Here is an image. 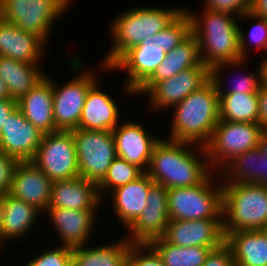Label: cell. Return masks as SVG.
I'll return each instance as SVG.
<instances>
[{
	"label": "cell",
	"mask_w": 267,
	"mask_h": 266,
	"mask_svg": "<svg viewBox=\"0 0 267 266\" xmlns=\"http://www.w3.org/2000/svg\"><path fill=\"white\" fill-rule=\"evenodd\" d=\"M183 8L133 7L124 11L110 22L112 46L99 66L101 71H110V67L130 48L141 44L146 38L162 31L173 21Z\"/></svg>",
	"instance_id": "4"
},
{
	"label": "cell",
	"mask_w": 267,
	"mask_h": 266,
	"mask_svg": "<svg viewBox=\"0 0 267 266\" xmlns=\"http://www.w3.org/2000/svg\"><path fill=\"white\" fill-rule=\"evenodd\" d=\"M117 241L95 247L87 244L74 247L72 266H125L131 243L125 237Z\"/></svg>",
	"instance_id": "29"
},
{
	"label": "cell",
	"mask_w": 267,
	"mask_h": 266,
	"mask_svg": "<svg viewBox=\"0 0 267 266\" xmlns=\"http://www.w3.org/2000/svg\"><path fill=\"white\" fill-rule=\"evenodd\" d=\"M262 231L267 236V224L262 228Z\"/></svg>",
	"instance_id": "48"
},
{
	"label": "cell",
	"mask_w": 267,
	"mask_h": 266,
	"mask_svg": "<svg viewBox=\"0 0 267 266\" xmlns=\"http://www.w3.org/2000/svg\"><path fill=\"white\" fill-rule=\"evenodd\" d=\"M165 266H202L211 249L209 247H180L158 238L149 243Z\"/></svg>",
	"instance_id": "32"
},
{
	"label": "cell",
	"mask_w": 267,
	"mask_h": 266,
	"mask_svg": "<svg viewBox=\"0 0 267 266\" xmlns=\"http://www.w3.org/2000/svg\"><path fill=\"white\" fill-rule=\"evenodd\" d=\"M250 12L267 20V0H253Z\"/></svg>",
	"instance_id": "43"
},
{
	"label": "cell",
	"mask_w": 267,
	"mask_h": 266,
	"mask_svg": "<svg viewBox=\"0 0 267 266\" xmlns=\"http://www.w3.org/2000/svg\"><path fill=\"white\" fill-rule=\"evenodd\" d=\"M259 114L258 123L264 131H267V87L261 84L257 93Z\"/></svg>",
	"instance_id": "41"
},
{
	"label": "cell",
	"mask_w": 267,
	"mask_h": 266,
	"mask_svg": "<svg viewBox=\"0 0 267 266\" xmlns=\"http://www.w3.org/2000/svg\"><path fill=\"white\" fill-rule=\"evenodd\" d=\"M51 186L52 181L32 161H20L8 194L45 212L49 208Z\"/></svg>",
	"instance_id": "19"
},
{
	"label": "cell",
	"mask_w": 267,
	"mask_h": 266,
	"mask_svg": "<svg viewBox=\"0 0 267 266\" xmlns=\"http://www.w3.org/2000/svg\"><path fill=\"white\" fill-rule=\"evenodd\" d=\"M146 173L154 183L171 189L199 185L212 169L205 147L162 137L154 146Z\"/></svg>",
	"instance_id": "2"
},
{
	"label": "cell",
	"mask_w": 267,
	"mask_h": 266,
	"mask_svg": "<svg viewBox=\"0 0 267 266\" xmlns=\"http://www.w3.org/2000/svg\"><path fill=\"white\" fill-rule=\"evenodd\" d=\"M224 234L262 230L267 224V187L256 183H222Z\"/></svg>",
	"instance_id": "6"
},
{
	"label": "cell",
	"mask_w": 267,
	"mask_h": 266,
	"mask_svg": "<svg viewBox=\"0 0 267 266\" xmlns=\"http://www.w3.org/2000/svg\"><path fill=\"white\" fill-rule=\"evenodd\" d=\"M70 60L69 68L72 71H77L74 79L71 78V80H68L61 86L57 85L58 82L52 79L53 118L56 131H73L78 129L87 94L90 88L98 81L92 69L86 68L82 71V67H84L82 58L75 56Z\"/></svg>",
	"instance_id": "8"
},
{
	"label": "cell",
	"mask_w": 267,
	"mask_h": 266,
	"mask_svg": "<svg viewBox=\"0 0 267 266\" xmlns=\"http://www.w3.org/2000/svg\"><path fill=\"white\" fill-rule=\"evenodd\" d=\"M225 244L238 266H267V236L262 230L229 232Z\"/></svg>",
	"instance_id": "27"
},
{
	"label": "cell",
	"mask_w": 267,
	"mask_h": 266,
	"mask_svg": "<svg viewBox=\"0 0 267 266\" xmlns=\"http://www.w3.org/2000/svg\"><path fill=\"white\" fill-rule=\"evenodd\" d=\"M210 80V68L202 62L196 66L180 71L175 76L156 83L146 94L149 109H172L190 93L199 90ZM153 108V109H152Z\"/></svg>",
	"instance_id": "13"
},
{
	"label": "cell",
	"mask_w": 267,
	"mask_h": 266,
	"mask_svg": "<svg viewBox=\"0 0 267 266\" xmlns=\"http://www.w3.org/2000/svg\"><path fill=\"white\" fill-rule=\"evenodd\" d=\"M170 140L205 147L219 121V95L209 80L173 107Z\"/></svg>",
	"instance_id": "5"
},
{
	"label": "cell",
	"mask_w": 267,
	"mask_h": 266,
	"mask_svg": "<svg viewBox=\"0 0 267 266\" xmlns=\"http://www.w3.org/2000/svg\"><path fill=\"white\" fill-rule=\"evenodd\" d=\"M8 98H10L9 91L7 89L6 84L0 78V100Z\"/></svg>",
	"instance_id": "47"
},
{
	"label": "cell",
	"mask_w": 267,
	"mask_h": 266,
	"mask_svg": "<svg viewBox=\"0 0 267 266\" xmlns=\"http://www.w3.org/2000/svg\"><path fill=\"white\" fill-rule=\"evenodd\" d=\"M20 161L0 152V198L9 193L15 169Z\"/></svg>",
	"instance_id": "39"
},
{
	"label": "cell",
	"mask_w": 267,
	"mask_h": 266,
	"mask_svg": "<svg viewBox=\"0 0 267 266\" xmlns=\"http://www.w3.org/2000/svg\"><path fill=\"white\" fill-rule=\"evenodd\" d=\"M103 201L97 184L79 176L52 182L49 208L98 210Z\"/></svg>",
	"instance_id": "20"
},
{
	"label": "cell",
	"mask_w": 267,
	"mask_h": 266,
	"mask_svg": "<svg viewBox=\"0 0 267 266\" xmlns=\"http://www.w3.org/2000/svg\"><path fill=\"white\" fill-rule=\"evenodd\" d=\"M258 147L260 148L263 154L267 155V131H263Z\"/></svg>",
	"instance_id": "46"
},
{
	"label": "cell",
	"mask_w": 267,
	"mask_h": 266,
	"mask_svg": "<svg viewBox=\"0 0 267 266\" xmlns=\"http://www.w3.org/2000/svg\"><path fill=\"white\" fill-rule=\"evenodd\" d=\"M168 213L170 220L222 219L219 173L212 172L199 185L168 189Z\"/></svg>",
	"instance_id": "7"
},
{
	"label": "cell",
	"mask_w": 267,
	"mask_h": 266,
	"mask_svg": "<svg viewBox=\"0 0 267 266\" xmlns=\"http://www.w3.org/2000/svg\"><path fill=\"white\" fill-rule=\"evenodd\" d=\"M263 61L260 60V68H261V79H262V85L267 87V54L266 57H264L263 53Z\"/></svg>",
	"instance_id": "44"
},
{
	"label": "cell",
	"mask_w": 267,
	"mask_h": 266,
	"mask_svg": "<svg viewBox=\"0 0 267 266\" xmlns=\"http://www.w3.org/2000/svg\"><path fill=\"white\" fill-rule=\"evenodd\" d=\"M190 34V18L183 10L162 31L146 37L141 44L127 50L110 67L111 72L125 71L123 93L135 96L134 92L153 74L166 57V53L177 47Z\"/></svg>",
	"instance_id": "1"
},
{
	"label": "cell",
	"mask_w": 267,
	"mask_h": 266,
	"mask_svg": "<svg viewBox=\"0 0 267 266\" xmlns=\"http://www.w3.org/2000/svg\"><path fill=\"white\" fill-rule=\"evenodd\" d=\"M244 62H246V59H241L234 62H221L210 68V80L214 83L218 95L232 94V93H237V94L258 93L260 86L262 84L260 64H258L257 66L258 68L255 72L248 73L249 75L243 74V76H241L239 79H236V83L235 84L233 83L232 87L230 85L229 88L225 89L223 87L224 85H222L223 84L222 82L223 79H221V77L223 76L221 75L223 74L222 72L224 70H228L231 67L240 68V65H243Z\"/></svg>",
	"instance_id": "33"
},
{
	"label": "cell",
	"mask_w": 267,
	"mask_h": 266,
	"mask_svg": "<svg viewBox=\"0 0 267 266\" xmlns=\"http://www.w3.org/2000/svg\"><path fill=\"white\" fill-rule=\"evenodd\" d=\"M127 264L129 266H165L149 244H131Z\"/></svg>",
	"instance_id": "37"
},
{
	"label": "cell",
	"mask_w": 267,
	"mask_h": 266,
	"mask_svg": "<svg viewBox=\"0 0 267 266\" xmlns=\"http://www.w3.org/2000/svg\"><path fill=\"white\" fill-rule=\"evenodd\" d=\"M263 131L259 123L219 120L205 146L212 171L219 172L234 157L258 147Z\"/></svg>",
	"instance_id": "10"
},
{
	"label": "cell",
	"mask_w": 267,
	"mask_h": 266,
	"mask_svg": "<svg viewBox=\"0 0 267 266\" xmlns=\"http://www.w3.org/2000/svg\"><path fill=\"white\" fill-rule=\"evenodd\" d=\"M202 266H238L232 259L230 248L224 243L221 247L211 250Z\"/></svg>",
	"instance_id": "40"
},
{
	"label": "cell",
	"mask_w": 267,
	"mask_h": 266,
	"mask_svg": "<svg viewBox=\"0 0 267 266\" xmlns=\"http://www.w3.org/2000/svg\"><path fill=\"white\" fill-rule=\"evenodd\" d=\"M222 183H259L262 180V152L259 147L234 157L219 172Z\"/></svg>",
	"instance_id": "30"
},
{
	"label": "cell",
	"mask_w": 267,
	"mask_h": 266,
	"mask_svg": "<svg viewBox=\"0 0 267 266\" xmlns=\"http://www.w3.org/2000/svg\"><path fill=\"white\" fill-rule=\"evenodd\" d=\"M257 93L219 95V120L258 123Z\"/></svg>",
	"instance_id": "31"
},
{
	"label": "cell",
	"mask_w": 267,
	"mask_h": 266,
	"mask_svg": "<svg viewBox=\"0 0 267 266\" xmlns=\"http://www.w3.org/2000/svg\"><path fill=\"white\" fill-rule=\"evenodd\" d=\"M43 133L16 108L0 131V152L19 161H31L41 144Z\"/></svg>",
	"instance_id": "17"
},
{
	"label": "cell",
	"mask_w": 267,
	"mask_h": 266,
	"mask_svg": "<svg viewBox=\"0 0 267 266\" xmlns=\"http://www.w3.org/2000/svg\"><path fill=\"white\" fill-rule=\"evenodd\" d=\"M154 184L144 172L136 180L112 190L109 194L113 202V212L125 226V230L142 214L147 206L150 187Z\"/></svg>",
	"instance_id": "25"
},
{
	"label": "cell",
	"mask_w": 267,
	"mask_h": 266,
	"mask_svg": "<svg viewBox=\"0 0 267 266\" xmlns=\"http://www.w3.org/2000/svg\"><path fill=\"white\" fill-rule=\"evenodd\" d=\"M98 210H74L64 208H48L44 214L55 226L60 237V245L69 247L83 246L89 243L93 235ZM88 241V243H87Z\"/></svg>",
	"instance_id": "18"
},
{
	"label": "cell",
	"mask_w": 267,
	"mask_h": 266,
	"mask_svg": "<svg viewBox=\"0 0 267 266\" xmlns=\"http://www.w3.org/2000/svg\"><path fill=\"white\" fill-rule=\"evenodd\" d=\"M79 176L97 185L117 157L112 131L73 130Z\"/></svg>",
	"instance_id": "11"
},
{
	"label": "cell",
	"mask_w": 267,
	"mask_h": 266,
	"mask_svg": "<svg viewBox=\"0 0 267 266\" xmlns=\"http://www.w3.org/2000/svg\"><path fill=\"white\" fill-rule=\"evenodd\" d=\"M17 108V101L13 99L0 100V131L2 126L8 120L11 113Z\"/></svg>",
	"instance_id": "42"
},
{
	"label": "cell",
	"mask_w": 267,
	"mask_h": 266,
	"mask_svg": "<svg viewBox=\"0 0 267 266\" xmlns=\"http://www.w3.org/2000/svg\"><path fill=\"white\" fill-rule=\"evenodd\" d=\"M267 187V155L262 153V180L258 183Z\"/></svg>",
	"instance_id": "45"
},
{
	"label": "cell",
	"mask_w": 267,
	"mask_h": 266,
	"mask_svg": "<svg viewBox=\"0 0 267 266\" xmlns=\"http://www.w3.org/2000/svg\"><path fill=\"white\" fill-rule=\"evenodd\" d=\"M31 161L52 182L79 177L73 131L44 134Z\"/></svg>",
	"instance_id": "12"
},
{
	"label": "cell",
	"mask_w": 267,
	"mask_h": 266,
	"mask_svg": "<svg viewBox=\"0 0 267 266\" xmlns=\"http://www.w3.org/2000/svg\"><path fill=\"white\" fill-rule=\"evenodd\" d=\"M42 212L9 194L0 198V242L24 238Z\"/></svg>",
	"instance_id": "24"
},
{
	"label": "cell",
	"mask_w": 267,
	"mask_h": 266,
	"mask_svg": "<svg viewBox=\"0 0 267 266\" xmlns=\"http://www.w3.org/2000/svg\"><path fill=\"white\" fill-rule=\"evenodd\" d=\"M52 78L46 75L17 101V108L24 117L43 134L56 132L53 118Z\"/></svg>",
	"instance_id": "22"
},
{
	"label": "cell",
	"mask_w": 267,
	"mask_h": 266,
	"mask_svg": "<svg viewBox=\"0 0 267 266\" xmlns=\"http://www.w3.org/2000/svg\"><path fill=\"white\" fill-rule=\"evenodd\" d=\"M41 66L0 56V78L7 86L10 99L18 101L48 75Z\"/></svg>",
	"instance_id": "28"
},
{
	"label": "cell",
	"mask_w": 267,
	"mask_h": 266,
	"mask_svg": "<svg viewBox=\"0 0 267 266\" xmlns=\"http://www.w3.org/2000/svg\"><path fill=\"white\" fill-rule=\"evenodd\" d=\"M201 63L197 39L190 34L177 47L166 53L153 74L134 92L146 94L156 83L169 79L180 71L196 67Z\"/></svg>",
	"instance_id": "26"
},
{
	"label": "cell",
	"mask_w": 267,
	"mask_h": 266,
	"mask_svg": "<svg viewBox=\"0 0 267 266\" xmlns=\"http://www.w3.org/2000/svg\"><path fill=\"white\" fill-rule=\"evenodd\" d=\"M253 0H204V8L232 13L238 17L249 12Z\"/></svg>",
	"instance_id": "38"
},
{
	"label": "cell",
	"mask_w": 267,
	"mask_h": 266,
	"mask_svg": "<svg viewBox=\"0 0 267 266\" xmlns=\"http://www.w3.org/2000/svg\"><path fill=\"white\" fill-rule=\"evenodd\" d=\"M45 45L40 37L0 18V56L40 65Z\"/></svg>",
	"instance_id": "21"
},
{
	"label": "cell",
	"mask_w": 267,
	"mask_h": 266,
	"mask_svg": "<svg viewBox=\"0 0 267 266\" xmlns=\"http://www.w3.org/2000/svg\"><path fill=\"white\" fill-rule=\"evenodd\" d=\"M99 80L90 88L80 116L78 129L112 131L121 121L120 112L109 93L100 89Z\"/></svg>",
	"instance_id": "23"
},
{
	"label": "cell",
	"mask_w": 267,
	"mask_h": 266,
	"mask_svg": "<svg viewBox=\"0 0 267 266\" xmlns=\"http://www.w3.org/2000/svg\"><path fill=\"white\" fill-rule=\"evenodd\" d=\"M121 121L113 130L116 154L143 172L148 170L155 144L162 137L149 134L142 124L136 121Z\"/></svg>",
	"instance_id": "16"
},
{
	"label": "cell",
	"mask_w": 267,
	"mask_h": 266,
	"mask_svg": "<svg viewBox=\"0 0 267 266\" xmlns=\"http://www.w3.org/2000/svg\"><path fill=\"white\" fill-rule=\"evenodd\" d=\"M72 2L73 0H0V18L49 44L54 21L65 15Z\"/></svg>",
	"instance_id": "9"
},
{
	"label": "cell",
	"mask_w": 267,
	"mask_h": 266,
	"mask_svg": "<svg viewBox=\"0 0 267 266\" xmlns=\"http://www.w3.org/2000/svg\"><path fill=\"white\" fill-rule=\"evenodd\" d=\"M239 20H252L255 23L251 25L249 31L247 34H245L240 27V51H241V56L243 59L249 58L250 52L249 48L250 47L248 44L251 43V46H255V50L257 47V50L263 52V50H266L264 52H267V20L261 17H258L254 15L253 13L246 12L242 14L239 17ZM247 35V36H246ZM248 37V38H247Z\"/></svg>",
	"instance_id": "35"
},
{
	"label": "cell",
	"mask_w": 267,
	"mask_h": 266,
	"mask_svg": "<svg viewBox=\"0 0 267 266\" xmlns=\"http://www.w3.org/2000/svg\"><path fill=\"white\" fill-rule=\"evenodd\" d=\"M169 220L168 189L154 183L149 189L147 206L126 229L129 233L125 237L131 244H149L163 237Z\"/></svg>",
	"instance_id": "14"
},
{
	"label": "cell",
	"mask_w": 267,
	"mask_h": 266,
	"mask_svg": "<svg viewBox=\"0 0 267 266\" xmlns=\"http://www.w3.org/2000/svg\"><path fill=\"white\" fill-rule=\"evenodd\" d=\"M191 22V34L197 39L200 60L209 68L221 62L243 59L240 51L239 17L203 7L197 14L184 8ZM200 14V15H199Z\"/></svg>",
	"instance_id": "3"
},
{
	"label": "cell",
	"mask_w": 267,
	"mask_h": 266,
	"mask_svg": "<svg viewBox=\"0 0 267 266\" xmlns=\"http://www.w3.org/2000/svg\"><path fill=\"white\" fill-rule=\"evenodd\" d=\"M143 173L139 167L117 156L112 161L103 180L97 185L101 199L105 198L106 193L136 180Z\"/></svg>",
	"instance_id": "34"
},
{
	"label": "cell",
	"mask_w": 267,
	"mask_h": 266,
	"mask_svg": "<svg viewBox=\"0 0 267 266\" xmlns=\"http://www.w3.org/2000/svg\"><path fill=\"white\" fill-rule=\"evenodd\" d=\"M58 244L59 247L44 250L35 258H30L24 266H72L73 248Z\"/></svg>",
	"instance_id": "36"
},
{
	"label": "cell",
	"mask_w": 267,
	"mask_h": 266,
	"mask_svg": "<svg viewBox=\"0 0 267 266\" xmlns=\"http://www.w3.org/2000/svg\"><path fill=\"white\" fill-rule=\"evenodd\" d=\"M162 238L180 247L201 246L214 250L225 243L223 219L169 220Z\"/></svg>",
	"instance_id": "15"
}]
</instances>
